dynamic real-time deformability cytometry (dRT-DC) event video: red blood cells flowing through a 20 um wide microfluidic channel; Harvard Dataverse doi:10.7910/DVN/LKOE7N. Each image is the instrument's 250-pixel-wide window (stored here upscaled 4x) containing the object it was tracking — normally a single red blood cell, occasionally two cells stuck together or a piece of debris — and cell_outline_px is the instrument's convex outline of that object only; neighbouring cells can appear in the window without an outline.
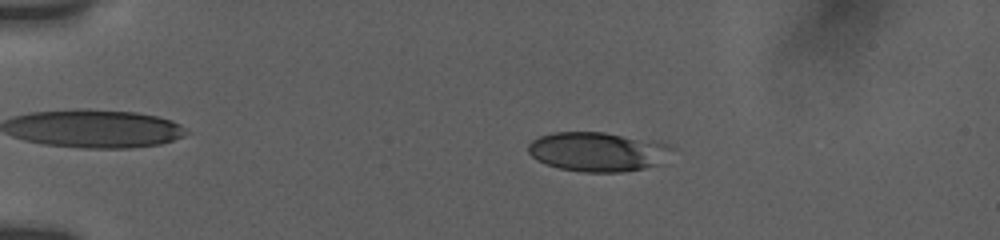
{"species": "human", "species_latin": "Homo sapiens", "temperature_condition": "room temperature", "stored_images_in_passage": 38, "camera_frame_rate_fps": 3000, "um_per_image_px": 0.085, "donor": {"sex": "female"}, "frame": {"image": 1, "passage_image": 4, "time_ms": 2.333, "image_size_px": [1000, 240], "cell_outline_px": [[680, 148], [660, 164], [644, 168], [620, 172], [584, 172], [560, 168], [536, 160], [528, 152], [528, 144], [532, 140], [540, 136], [552, 132], [604, 132], [652, 140], [668, 144]], "centroid_in_image_um": [50.88, 12.89], "position_along_channel_um": 34.1, "area_um2": 33.35}}
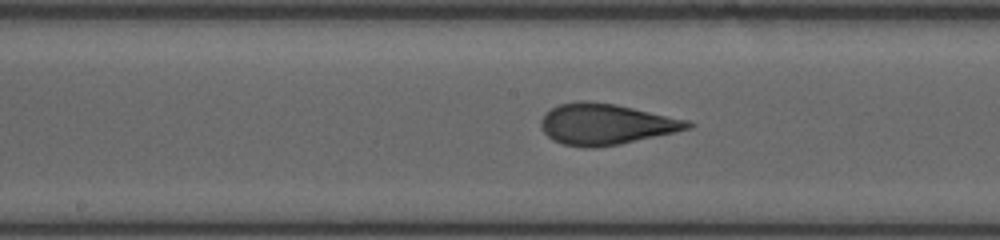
{"frame": {"image": 2, "passage_image": 18, "time_ms": 8.333, "image_size_px": [1000, 240], "cell_outline_px": [[696, 124], [692, 128], [620, 144], [592, 148], [584, 148], [564, 144], [552, 140], [544, 132], [540, 124], [540, 120], [544, 112], [560, 104], [580, 100], [588, 100], [616, 104], [688, 120]], "centroid_in_image_um": [51.48, 10.55], "position_along_channel_um": 196.7, "area_um2": 35.14}}
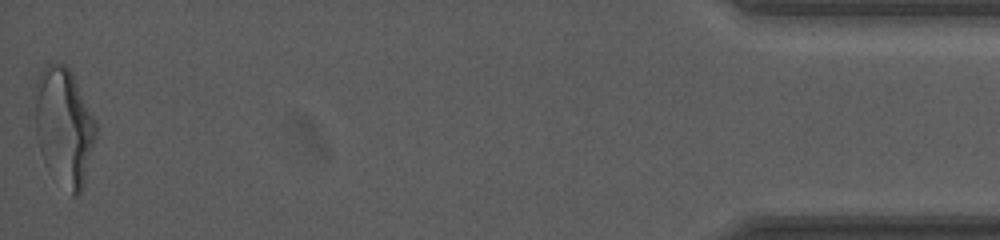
{"frame": {"image": 3, "passage_image": 38, "time_ms": 16.667, "image_size_px": [1000, 240], "cell_outline_px": [[96, 136], [84, 180], [80, 192], [76, 196], [72, 196], [36, 136], [32, 92], [36, 80], [40, 72], [48, 64], [64, 64], [72, 72], [96, 120]], "centroid_in_image_um": [5.45, 10.54], "position_along_channel_um": 429.7, "area_um2": 40.23}, "authors_computed_cell_mechanics": {"area_um2": 34.391, "velocity_mm_per_s": 3.7956, "shape_relaxation_time_tau1_ms": 4.8728, "shape_relaxation_time_tau2_ms": 0.8966, "deformation_change_tau1": 0.2129, "deformation_change_tau2": 0.0889}}